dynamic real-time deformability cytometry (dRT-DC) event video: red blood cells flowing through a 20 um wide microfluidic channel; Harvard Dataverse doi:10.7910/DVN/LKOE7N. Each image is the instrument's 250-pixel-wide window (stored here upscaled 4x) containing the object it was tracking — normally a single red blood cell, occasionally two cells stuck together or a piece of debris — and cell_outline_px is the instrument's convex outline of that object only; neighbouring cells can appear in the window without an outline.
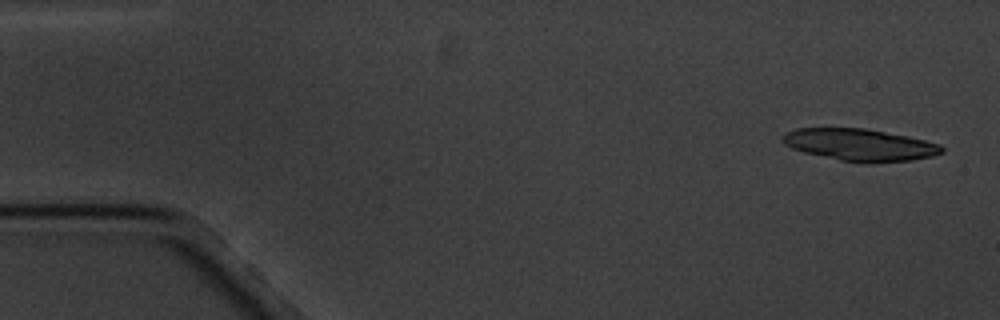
{"species": "common noctule bat (a hibernating species)", "species_latin": "Nyctalus noctula", "temperature_condition": "cold", "stored_images_in_passage": 7, "camera_frame_rate_fps": 3000, "um_per_image_px": 0.085, "animal": {"sex": "male", "body_mass_g": 20.1, "forearm_length_mm": 53.5}, "frame": {"image": 1, "passage_image": 1, "time_ms": 0.0, "image_size_px": [1000, 320], "cell_outline_px": [[944, 152], [932, 156], [912, 160], [872, 164], [864, 164], [840, 160], [804, 152], [792, 148], [784, 144], [780, 140], [780, 136], [784, 132], [796, 128], [864, 128], [908, 136], [940, 144], [944, 148]], "centroid_in_image_um": [73.07, 12.32], "position_along_channel_um": 11.9, "area_um2": 30.11}}
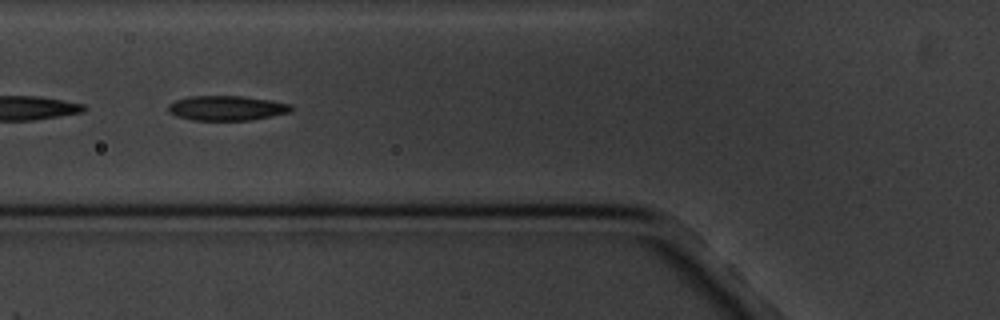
{"frame": {"image": 2, "passage_image": 6, "time_ms": 6.333, "image_size_px": [1000, 320], "cell_outline_px": [[292, 108], [288, 112], [248, 120], [192, 120], [176, 116], [168, 112], [168, 104], [176, 100], [192, 96], [240, 96], [268, 100], [292, 104]], "centroid_in_image_um": [19.2, 9.18], "position_along_channel_um": 106.6, "area_um2": 17.46}}
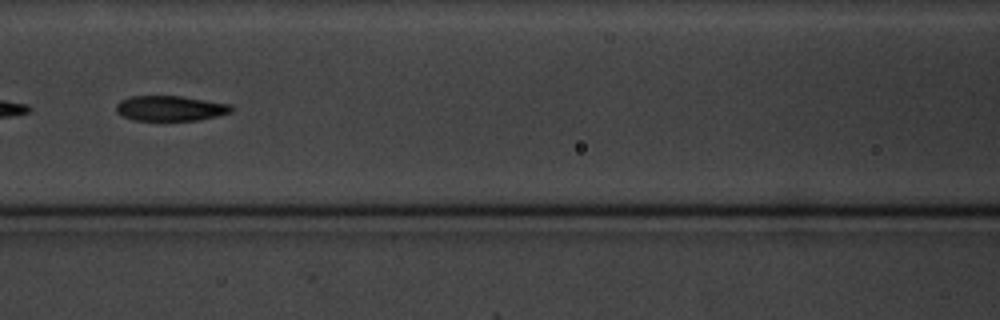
{"frame": {"image": 3, "passage_image": 7, "time_ms": 7.667, "image_size_px": [1000, 320], "cell_outline_px": [[232, 112], [200, 120], [132, 120], [116, 112], [116, 104], [120, 100], [128, 96], [180, 96], [232, 104]], "centroid_in_image_um": [14.46, 9.2], "position_along_channel_um": 152.1, "area_um2": 16.94}}